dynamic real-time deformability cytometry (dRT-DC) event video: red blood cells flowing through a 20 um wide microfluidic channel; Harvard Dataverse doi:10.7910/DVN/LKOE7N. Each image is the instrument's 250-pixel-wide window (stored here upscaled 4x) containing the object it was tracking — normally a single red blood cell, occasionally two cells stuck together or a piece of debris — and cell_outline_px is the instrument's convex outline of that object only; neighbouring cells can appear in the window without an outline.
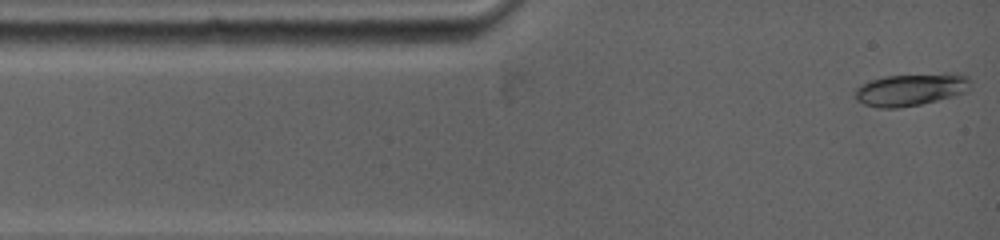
{"species": "common noctule bat (a hibernating species)", "species_latin": "Nyctalus noctula", "temperature_condition": "warm", "stored_images_in_passage": 47, "camera_frame_rate_fps": 5000, "um_per_image_px": 0.085, "animal": {"sex": "female", "body_mass_g": 19.0, "forearm_length_mm": 53.3}, "frame": {"image": 1, "passage_image": 1, "time_ms": 0.0, "image_size_px": [1000, 240], "cell_outline_px": [[972, 84], [968, 92], [920, 104], [896, 108], [880, 108], [864, 104], [856, 100], [856, 88], [872, 80], [884, 76], [944, 72], [960, 72], [968, 76]], "centroid_in_image_um": [77.52, 7.58], "position_along_channel_um": 7.5, "area_um2": 22.08}}
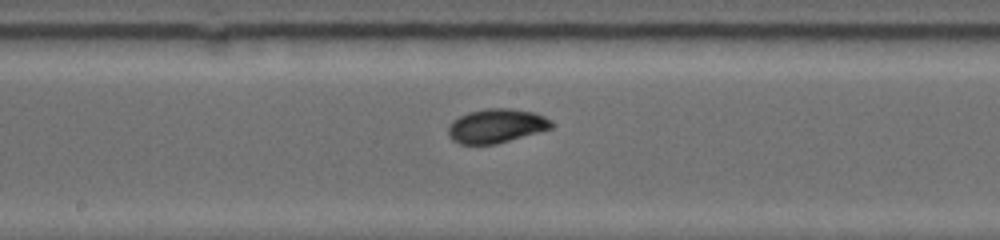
{"frame": {"image": 2, "passage_image": 17, "time_ms": 6.2, "image_size_px": [1000, 240], "cell_outline_px": [[552, 128], [496, 144], [460, 144], [452, 140], [448, 136], [448, 124], [452, 120], [468, 112], [488, 108], [512, 108], [532, 112], [544, 116], [552, 124]], "centroid_in_image_um": [42.13, 10.7], "position_along_channel_um": 206.1, "area_um2": 20.4}}
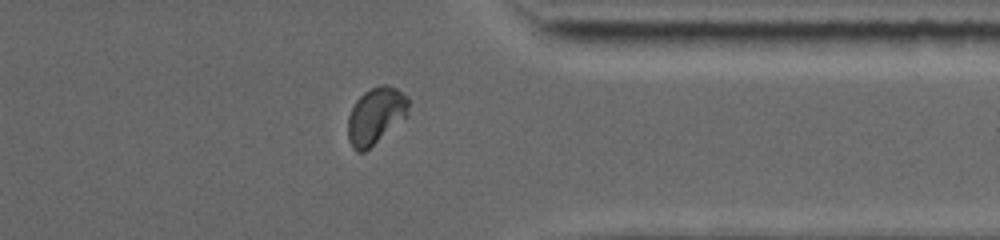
{"frame": {"image": 3, "passage_image": 31, "time_ms": 10.8, "image_size_px": [1000, 240], "cell_outline_px": [[408, 116], [364, 152], [356, 152], [352, 148], [348, 140], [348, 116], [356, 100], [364, 92], [380, 84], [384, 84], [396, 88], [408, 96]], "centroid_in_image_um": [31.93, 9.84], "position_along_channel_um": 379.5, "area_um2": 20.06}, "authors_computed_cell_mechanics": {"area_um2": 19.8254, "velocity_mm_per_s": 3.9044, "shape_relaxation_time_tau1_ms": 4.4633, "shape_relaxation_time_tau2_ms": null, "deformation_change_tau1": 0.154, "deformation_change_tau2": null}}